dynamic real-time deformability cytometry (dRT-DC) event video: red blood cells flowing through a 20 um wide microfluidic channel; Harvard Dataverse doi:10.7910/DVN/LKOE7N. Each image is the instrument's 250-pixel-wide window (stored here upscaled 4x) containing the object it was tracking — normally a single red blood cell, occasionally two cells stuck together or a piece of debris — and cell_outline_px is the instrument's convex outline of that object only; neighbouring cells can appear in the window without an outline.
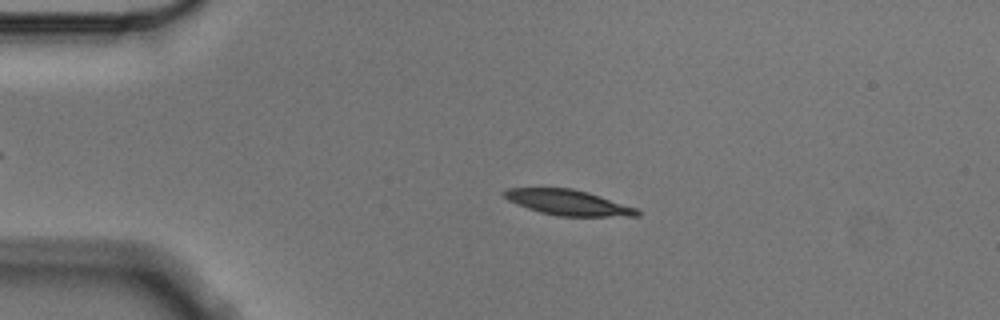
{"species": "Egyptian fruit bat (a non-hibernating species)", "species_latin": "Rousettus aegyptiacus", "temperature_condition": "cold", "stored_images_in_passage": 51, "camera_frame_rate_fps": 3000, "um_per_image_px": 0.085, "animal": {"sex": "male"}, "frame": {"image": 1, "passage_image": 7, "time_ms": 2.0, "image_size_px": [1000, 320], "cell_outline_px": [[640, 216], [556, 216], [540, 212], [516, 204], [508, 200], [500, 192], [508, 188], [572, 188], [588, 192], [636, 208], [640, 212]], "centroid_in_image_um": [48.25, 17.21], "position_along_channel_um": 36.7, "area_um2": 19.59}}
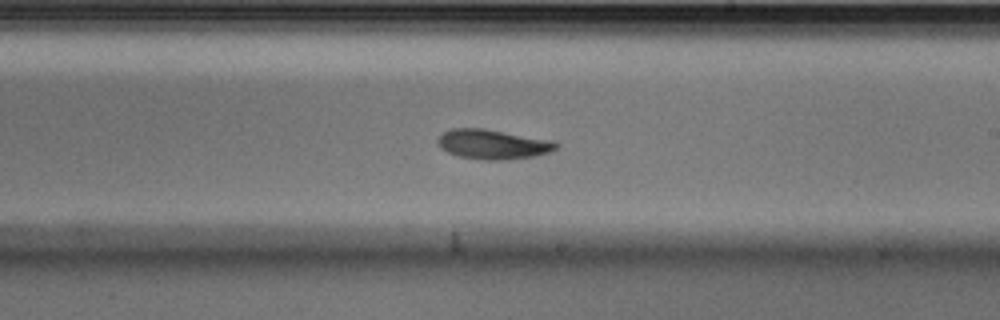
{"frame": {"image": 2, "passage_image": 28, "time_ms": 9.0, "image_size_px": [1000, 320], "cell_outline_px": [[560, 144], [552, 152], [536, 156], [508, 160], [484, 160], [456, 156], [440, 148], [436, 140], [444, 132], [452, 128], [484, 128], [556, 140]], "centroid_in_image_um": [41.95, 12.26], "position_along_channel_um": 247.0, "area_um2": 20.98}}
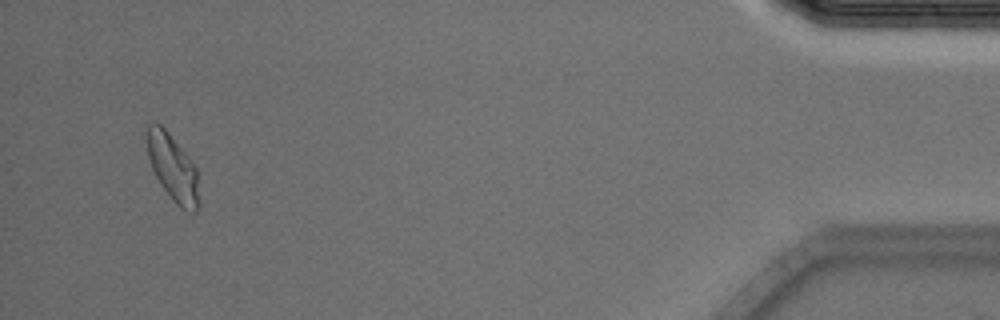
{"frame": {"image": 3, "passage_image": 49, "time_ms": 16.0, "image_size_px": [1000, 320], "cell_outline_px": [[200, 204], [196, 212], [192, 212], [180, 208], [172, 200], [160, 184], [152, 168], [148, 156], [148, 124], [160, 124], [168, 132], [192, 160], [200, 176]], "centroid_in_image_um": [14.77, 14.35], "position_along_channel_um": 420.4, "area_um2": 20.46}, "authors_computed_cell_mechanics": {"area_um2": 20.1722, "velocity_mm_per_s": 3.5326, "shape_relaxation_time_tau1_ms": 3.3611, "shape_relaxation_time_tau2_ms": null, "deformation_change_tau1": 0.1213, "deformation_change_tau2": null}}